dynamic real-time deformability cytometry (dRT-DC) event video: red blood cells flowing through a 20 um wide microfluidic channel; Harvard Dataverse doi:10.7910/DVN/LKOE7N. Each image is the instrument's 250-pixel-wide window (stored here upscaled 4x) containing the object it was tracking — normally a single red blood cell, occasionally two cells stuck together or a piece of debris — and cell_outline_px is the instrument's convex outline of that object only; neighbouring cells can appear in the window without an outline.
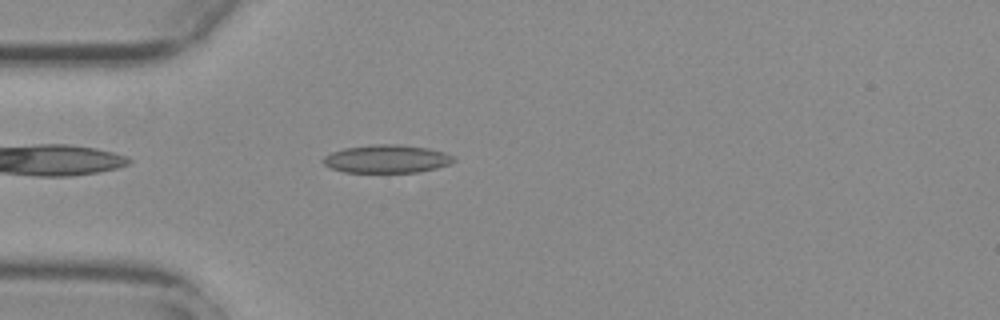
{"species": "common noctule bat (a hibernating species)", "species_latin": "Nyctalus noctula", "temperature_condition": "warm", "stored_images_in_passage": 41, "camera_frame_rate_fps": 3000, "um_per_image_px": 0.085, "animal": {"sex": "female", "body_mass_g": 29.2, "forearm_length_mm": 56.3}, "frame": {"image": 1, "passage_image": 2, "time_ms": 0.333, "image_size_px": [1000, 320], "cell_outline_px": [[456, 160], [448, 164], [436, 168], [416, 172], [344, 172], [332, 168], [324, 164], [320, 160], [324, 156], [332, 152], [344, 148], [372, 144], [400, 144], [428, 148], [444, 152], [452, 156]], "centroid_in_image_um": [32.84, 13.5], "position_along_channel_um": 52.2, "area_um2": 21.33}}
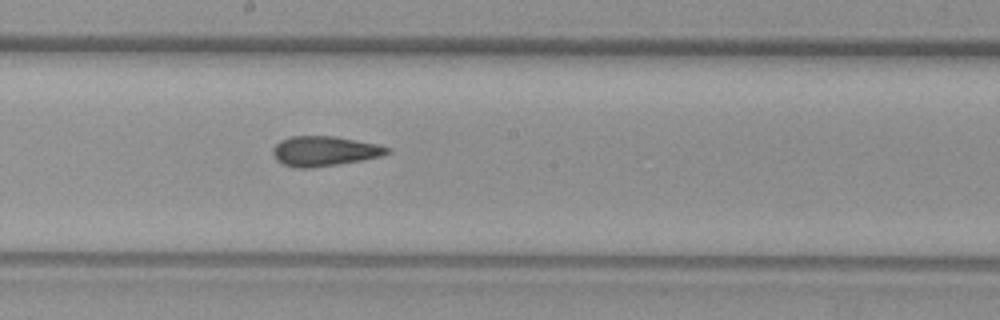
{"frame": {"image": 2, "passage_image": 16, "time_ms": 5.0, "image_size_px": [1000, 320], "cell_outline_px": [[392, 152], [380, 156], [360, 160], [312, 168], [296, 168], [284, 164], [276, 160], [272, 152], [272, 148], [280, 140], [292, 136], [332, 136], [380, 144], [392, 148]], "centroid_in_image_um": [27.58, 12.84], "position_along_channel_um": 220.6, "area_um2": 19.94}}
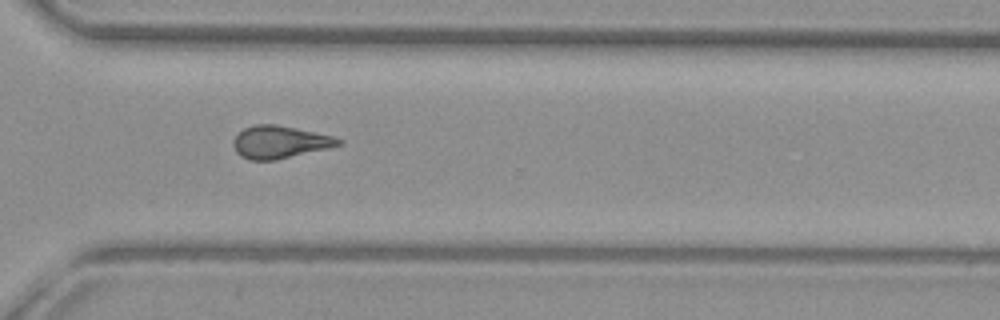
{"frame": {"image": 3, "passage_image": 26, "time_ms": 8.333, "image_size_px": [1000, 320], "cell_outline_px": [[344, 144], [328, 148], [276, 160], [248, 160], [240, 156], [236, 152], [232, 144], [232, 140], [244, 128], [256, 124], [276, 124], [332, 136], [344, 140]], "centroid_in_image_um": [23.76, 12.08], "position_along_channel_um": 346.8, "area_um2": 19.94}, "authors_computed_cell_mechanics": {"area_um2": 19.7676, "velocity_mm_per_s": 3.7909, "shape_relaxation_time_tau1_ms": null, "shape_relaxation_time_tau2_ms": 1.9816, "deformation_change_tau1": null, "deformation_change_tau2": 0.1127}}